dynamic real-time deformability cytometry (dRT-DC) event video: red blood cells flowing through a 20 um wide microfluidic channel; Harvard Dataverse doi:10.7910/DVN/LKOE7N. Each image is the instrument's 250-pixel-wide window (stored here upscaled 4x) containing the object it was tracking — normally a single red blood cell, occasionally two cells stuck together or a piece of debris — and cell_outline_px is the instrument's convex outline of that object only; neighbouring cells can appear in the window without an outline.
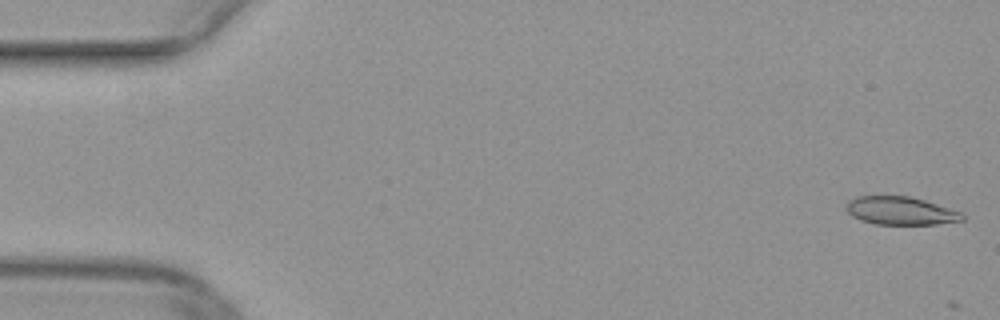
{"species": "common noctule bat (a hibernating species)", "species_latin": "Nyctalus noctula", "temperature_condition": "warm", "stored_images_in_passage": 2, "camera_frame_rate_fps": 3000, "um_per_image_px": 0.085, "animal": {"sex": "female", "body_mass_g": 29.2, "forearm_length_mm": 56.3}, "frame": {"image": 1, "passage_image": 1, "time_ms": 0.0, "image_size_px": [1000, 320], "cell_outline_px": [[964, 220], [936, 224], [876, 224], [860, 220], [852, 216], [844, 208], [848, 200], [856, 196], [912, 196], [960, 212], [964, 216]], "centroid_in_image_um": [76.49, 17.91], "position_along_channel_um": 8.5, "area_um2": 18.96}}